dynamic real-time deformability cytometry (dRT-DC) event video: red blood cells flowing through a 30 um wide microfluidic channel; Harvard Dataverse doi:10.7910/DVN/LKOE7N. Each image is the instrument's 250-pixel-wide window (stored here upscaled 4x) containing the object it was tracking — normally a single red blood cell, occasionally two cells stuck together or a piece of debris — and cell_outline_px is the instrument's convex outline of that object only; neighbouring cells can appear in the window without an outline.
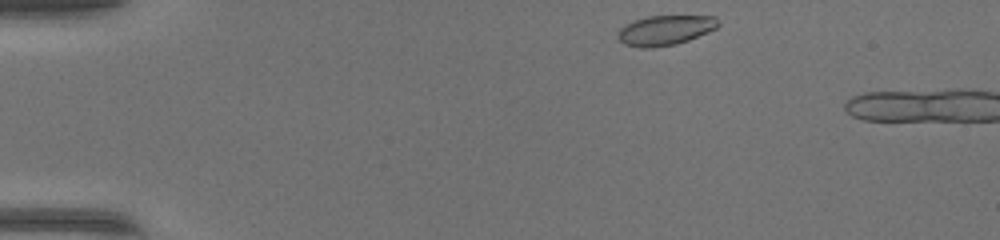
{"species": "common noctule bat (a hibernating species)", "species_latin": "Nyctalus noctula", "temperature_condition": "warm", "stored_images_in_passage": 5, "camera_frame_rate_fps": 3000, "um_per_image_px": 0.085, "animal": {"sex": "female", "body_mass_g": 17.0, "forearm_length_mm": 48.0}, "frame": {"image": 1, "passage_image": 2, "time_ms": 0.333, "image_size_px": [1000, 240], "cell_outline_px": [[720, 24], [716, 28], [708, 32], [688, 40], [676, 44], [652, 48], [640, 48], [624, 44], [616, 36], [620, 28], [624, 24], [648, 16], [716, 16]], "centroid_in_image_um": [56.53, 2.57], "position_along_channel_um": 28.5, "area_um2": 17.51}}